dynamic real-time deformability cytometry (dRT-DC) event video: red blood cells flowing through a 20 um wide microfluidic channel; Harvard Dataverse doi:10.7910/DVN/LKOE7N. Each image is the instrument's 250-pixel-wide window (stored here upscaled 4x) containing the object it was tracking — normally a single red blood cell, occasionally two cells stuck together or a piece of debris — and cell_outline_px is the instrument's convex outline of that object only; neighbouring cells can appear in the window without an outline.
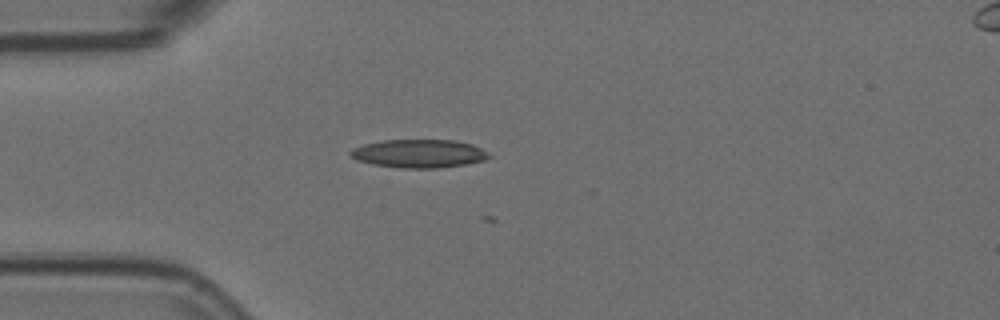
{"species": "Egyptian fruit bat (a non-hibernating species)", "species_latin": "Rousettus aegyptiacus", "temperature_condition": "room temperature", "stored_images_in_passage": 3, "camera_frame_rate_fps": 3000, "um_per_image_px": 0.085, "animal": {"sex": "female"}, "frame": {"image": 1, "passage_image": 1, "time_ms": 0.0, "image_size_px": [1000, 320], "cell_outline_px": [[492, 156], [484, 160], [468, 164], [440, 168], [400, 168], [372, 164], [356, 160], [348, 152], [352, 148], [364, 144], [384, 140], [452, 140], [472, 144], [488, 152]], "centroid_in_image_um": [35.61, 13.06], "position_along_channel_um": 49.4, "area_um2": 22.95}}